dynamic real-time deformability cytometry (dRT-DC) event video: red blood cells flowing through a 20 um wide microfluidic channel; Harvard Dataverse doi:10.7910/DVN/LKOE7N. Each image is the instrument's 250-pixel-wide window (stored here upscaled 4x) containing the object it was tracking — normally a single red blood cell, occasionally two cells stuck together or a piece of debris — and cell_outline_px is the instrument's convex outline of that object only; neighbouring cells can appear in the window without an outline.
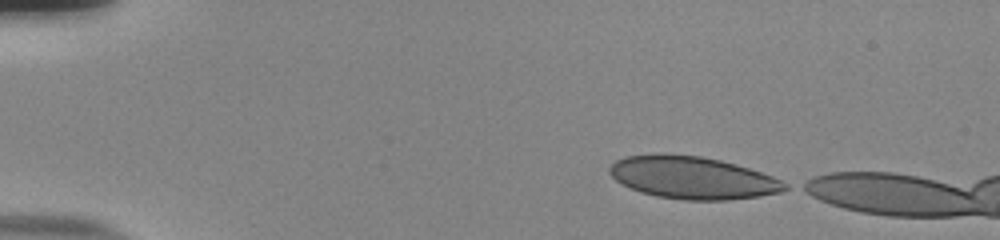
{"species": "human", "species_latin": "Homo sapiens", "temperature_condition": "room temperature", "stored_images_in_passage": 43, "camera_frame_rate_fps": 3000, "um_per_image_px": 0.085, "donor": {"sex": "male"}, "frame": {"image": 1, "passage_image": 1, "time_ms": 0.0, "image_size_px": [1000, 240], "cell_outline_px": [[788, 188], [780, 192], [760, 196], [728, 200], [684, 200], [656, 196], [640, 192], [616, 180], [608, 172], [608, 168], [616, 160], [624, 156], [700, 156], [720, 160], [736, 164], [772, 176], [788, 184]], "centroid_in_image_um": [58.9, 15.14], "position_along_channel_um": 26.1, "area_um2": 42.43}}
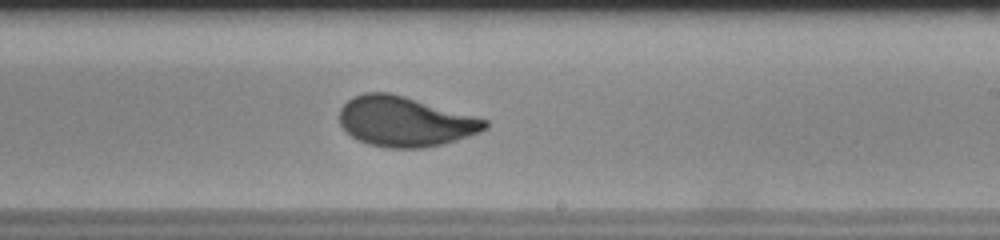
{"frame": {"image": 2, "passage_image": 26, "time_ms": 8.333, "image_size_px": [1000, 240], "cell_outline_px": [[488, 128], [480, 132], [456, 140], [424, 148], [388, 148], [368, 144], [352, 136], [340, 124], [340, 108], [352, 96], [364, 92], [388, 92], [404, 96], [488, 120]], "centroid_in_image_um": [34.41, 10.33], "position_along_channel_um": 254.6, "area_um2": 42.08}}
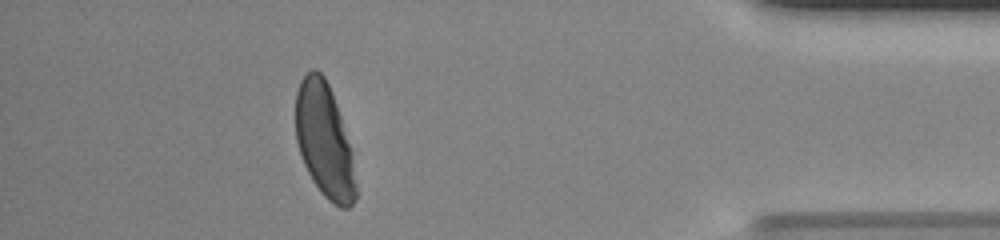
{"frame": {"image": 3, "passage_image": 41, "time_ms": 13.333, "image_size_px": [1000, 240], "cell_outline_px": [[356, 200], [348, 208], [340, 208], [332, 204], [320, 192], [312, 180], [304, 164], [296, 140], [296, 92], [300, 80], [312, 68], [316, 68], [324, 76], [328, 84], [336, 104], [340, 116], [348, 144], [356, 184]], "centroid_in_image_um": [27.54, 11.96], "position_along_channel_um": 407.7, "area_um2": 39.42}}